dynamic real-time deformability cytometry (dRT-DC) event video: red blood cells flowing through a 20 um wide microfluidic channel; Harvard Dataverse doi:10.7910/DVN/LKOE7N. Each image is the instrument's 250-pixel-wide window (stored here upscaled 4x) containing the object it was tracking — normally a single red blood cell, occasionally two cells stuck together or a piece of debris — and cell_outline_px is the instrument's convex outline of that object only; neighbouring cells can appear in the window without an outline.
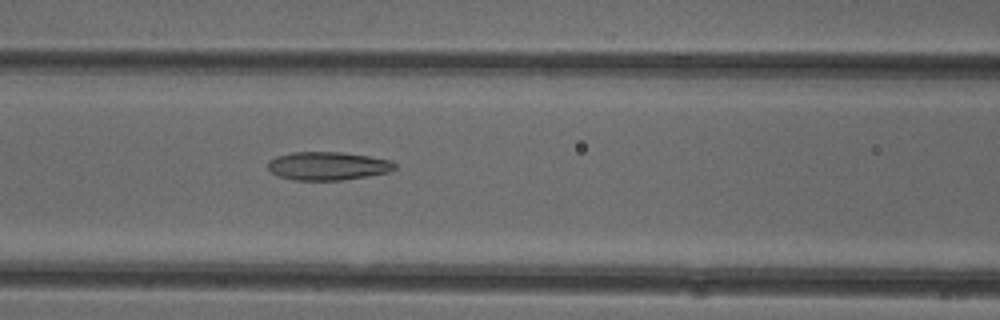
{"species": "common noctule bat (a hibernating species)", "species_latin": "Nyctalus noctula", "temperature_condition": "cold", "stored_images_in_passage": 47, "camera_frame_rate_fps": 3000, "um_per_image_px": 0.085, "animal": {"sex": "female"}, "frame": {"image": 1, "passage_image": 22, "time_ms": 7.0, "image_size_px": [1000, 320], "cell_outline_px": [[396, 168], [388, 172], [368, 176], [340, 180], [296, 180], [280, 176], [272, 172], [268, 168], [268, 160], [276, 156], [292, 152], [344, 152], [392, 160], [396, 164]], "centroid_in_image_um": [27.88, 14.09], "position_along_channel_um": 138.7, "area_um2": 20.92}}
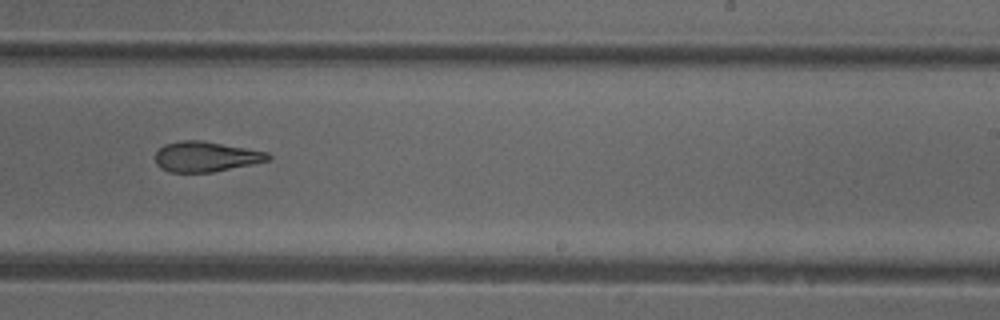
{"frame": {"image": 2, "passage_image": 32, "time_ms": 10.333, "image_size_px": [1000, 320], "cell_outline_px": [[272, 156], [268, 160], [252, 164], [212, 172], [168, 172], [160, 168], [156, 164], [156, 152], [164, 144], [180, 140], [200, 140], [268, 152]], "centroid_in_image_um": [17.46, 13.31], "position_along_channel_um": 271.5, "area_um2": 19.77}}
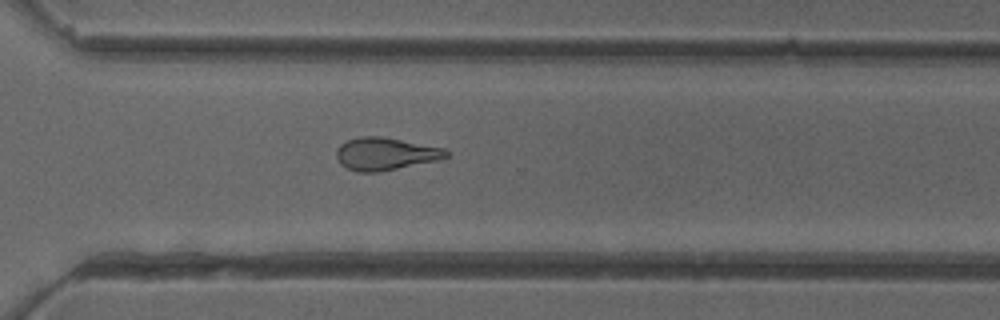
{"frame": {"image": 3, "passage_image": 37, "time_ms": 12.0, "image_size_px": [1000, 320], "cell_outline_px": [[448, 156], [440, 160], [380, 172], [356, 172], [340, 164], [336, 156], [336, 148], [340, 144], [348, 140], [360, 136], [384, 136], [444, 148], [448, 152]], "centroid_in_image_um": [32.75, 13.07], "position_along_channel_um": 337.8, "area_um2": 21.1}, "authors_computed_cell_mechanics": {"area_um2": 21.386, "velocity_mm_per_s": 3.9809, "shape_relaxation_time_tau1_ms": null, "shape_relaxation_time_tau2_ms": 2.7247, "deformation_change_tau1": null, "deformation_change_tau2": 0.1018}}